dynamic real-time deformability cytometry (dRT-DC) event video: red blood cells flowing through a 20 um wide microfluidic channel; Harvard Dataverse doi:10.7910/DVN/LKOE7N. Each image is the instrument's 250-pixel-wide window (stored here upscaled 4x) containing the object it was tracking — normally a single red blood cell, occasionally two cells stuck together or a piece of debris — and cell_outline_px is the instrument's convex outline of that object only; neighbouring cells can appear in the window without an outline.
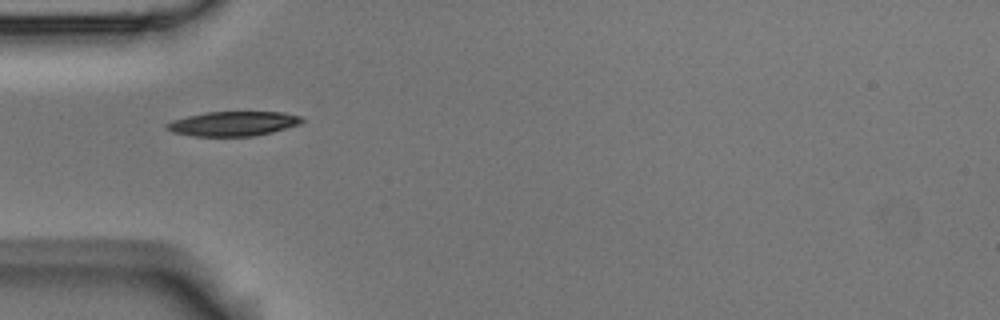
{"species": "Egyptian fruit bat (a non-hibernating species)", "species_latin": "Rousettus aegyptiacus", "temperature_condition": "room temperature", "stored_images_in_passage": 6, "camera_frame_rate_fps": 3000, "um_per_image_px": 0.085, "animal": {"sex": "male"}, "frame": {"image": 1, "passage_image": 1, "time_ms": 0.0, "image_size_px": [1000, 320], "cell_outline_px": [[304, 120], [300, 124], [272, 132], [252, 136], [192, 136], [172, 132], [164, 128], [164, 124], [172, 120], [204, 112], [284, 112], [300, 116]], "centroid_in_image_um": [19.78, 10.51], "position_along_channel_um": 65.2, "area_um2": 19.42}}
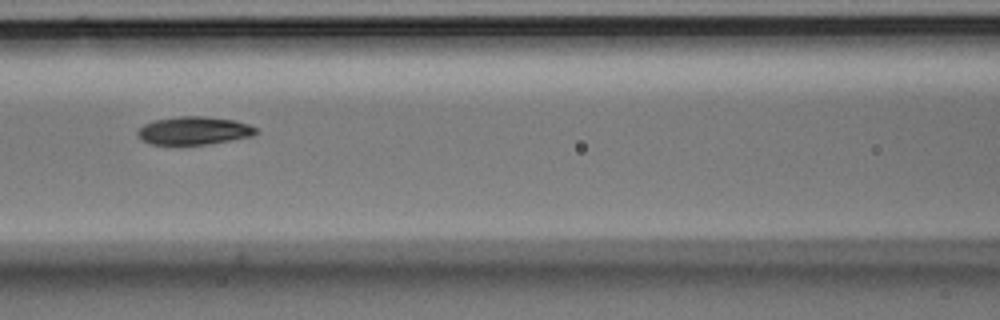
{"frame": {"image": 2, "passage_image": 3, "time_ms": 0.667, "image_size_px": [1000, 320], "cell_outline_px": [[260, 132], [252, 136], [232, 140], [208, 144], [152, 144], [140, 140], [136, 136], [136, 132], [144, 124], [156, 120], [180, 116], [204, 116], [236, 120], [248, 124], [256, 128]], "centroid_in_image_um": [16.5, 11.1], "position_along_channel_um": 150.1, "area_um2": 19.42}}
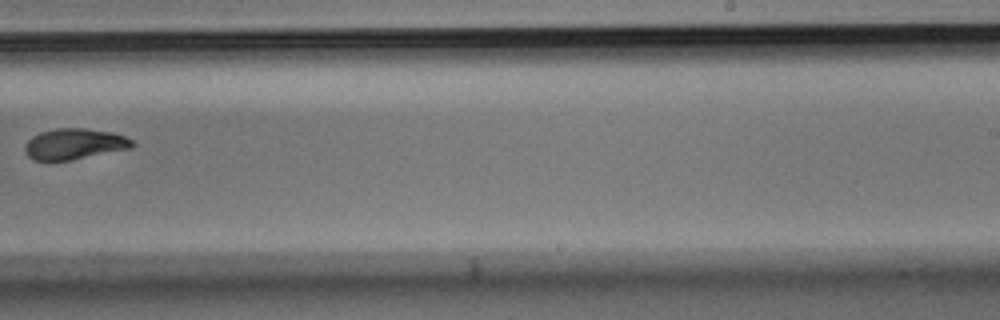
{"frame": {"image": 3, "passage_image": 6, "time_ms": 1.667, "image_size_px": [1000, 320], "cell_outline_px": [[136, 144], [132, 148], [72, 160], [32, 160], [28, 156], [24, 148], [24, 144], [32, 136], [40, 132], [56, 128], [84, 128], [112, 132], [124, 136], [132, 140]], "centroid_in_image_um": [6.32, 12.23], "position_along_channel_um": 282.7, "area_um2": 19.42}}